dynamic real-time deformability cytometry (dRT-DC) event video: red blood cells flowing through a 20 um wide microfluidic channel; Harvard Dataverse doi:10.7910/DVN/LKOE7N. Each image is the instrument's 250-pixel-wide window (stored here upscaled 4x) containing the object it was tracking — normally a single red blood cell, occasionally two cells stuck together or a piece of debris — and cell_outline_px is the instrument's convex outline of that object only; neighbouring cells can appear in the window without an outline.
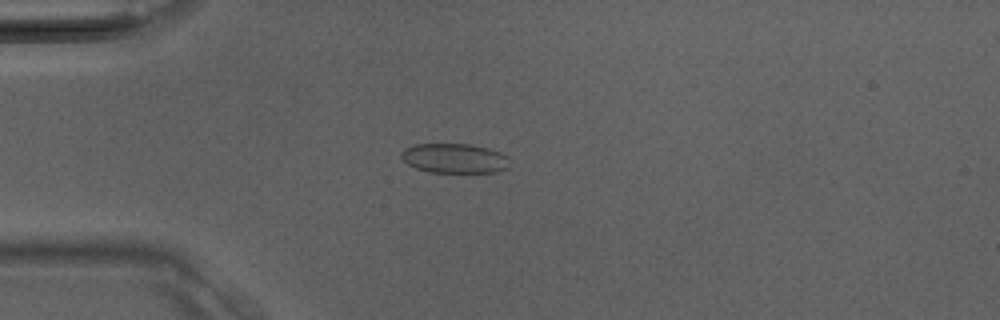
{"species": "Egyptian fruit bat (a non-hibernating species)", "species_latin": "Rousettus aegyptiacus", "temperature_condition": "room temperature", "stored_images_in_passage": 38, "camera_frame_rate_fps": 3000, "um_per_image_px": 0.085, "animal": {"sex": "male"}, "frame": {"image": 1, "passage_image": 9, "time_ms": 2.667, "image_size_px": [1000, 320], "cell_outline_px": [[508, 168], [496, 172], [432, 172], [416, 168], [408, 164], [400, 156], [400, 152], [404, 148], [416, 144], [468, 144], [488, 148], [500, 152], [508, 156]], "centroid_in_image_um": [38.62, 13.45], "position_along_channel_um": 46.4, "area_um2": 18.67}}
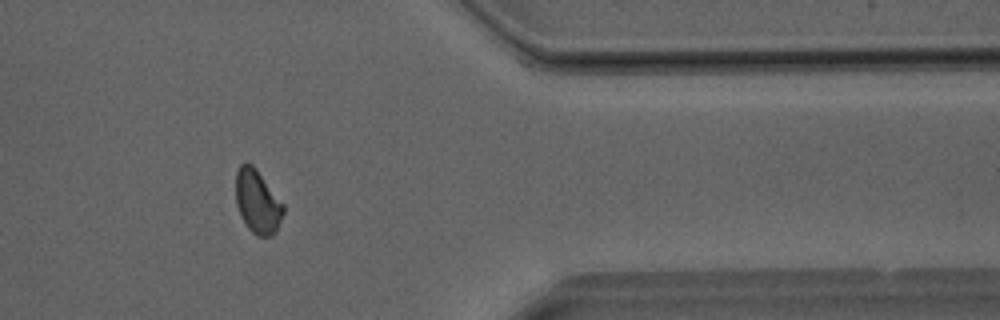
{"frame": {"image": 2, "passage_image": 31, "time_ms": 10.0, "image_size_px": [1000, 320], "cell_outline_px": [[284, 212], [276, 232], [272, 236], [256, 236], [248, 228], [240, 216], [236, 204], [236, 172], [240, 164], [252, 164], [256, 168], [284, 204]], "centroid_in_image_um": [21.89, 17.16], "position_along_channel_um": 389.5, "area_um2": 17.69}}
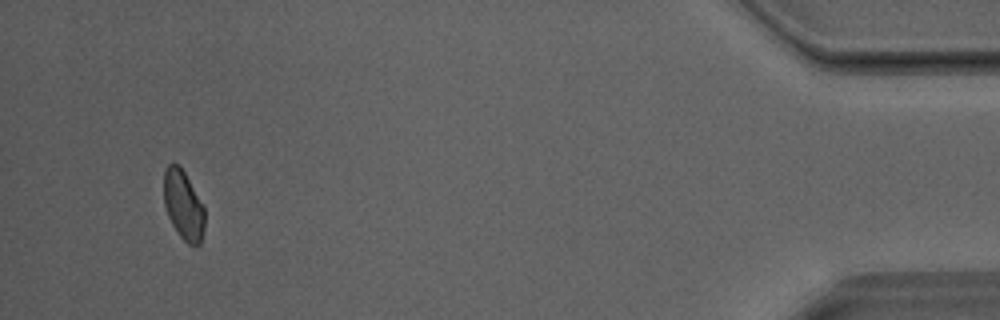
{"frame": {"image": 3, "passage_image": 36, "time_ms": 11.667, "image_size_px": [1000, 320], "cell_outline_px": [[204, 228], [200, 244], [188, 244], [180, 236], [172, 224], [168, 216], [164, 204], [164, 168], [172, 160], [180, 164], [204, 208]], "centroid_in_image_um": [15.56, 17.38], "position_along_channel_um": 419.6, "area_um2": 16.47}}